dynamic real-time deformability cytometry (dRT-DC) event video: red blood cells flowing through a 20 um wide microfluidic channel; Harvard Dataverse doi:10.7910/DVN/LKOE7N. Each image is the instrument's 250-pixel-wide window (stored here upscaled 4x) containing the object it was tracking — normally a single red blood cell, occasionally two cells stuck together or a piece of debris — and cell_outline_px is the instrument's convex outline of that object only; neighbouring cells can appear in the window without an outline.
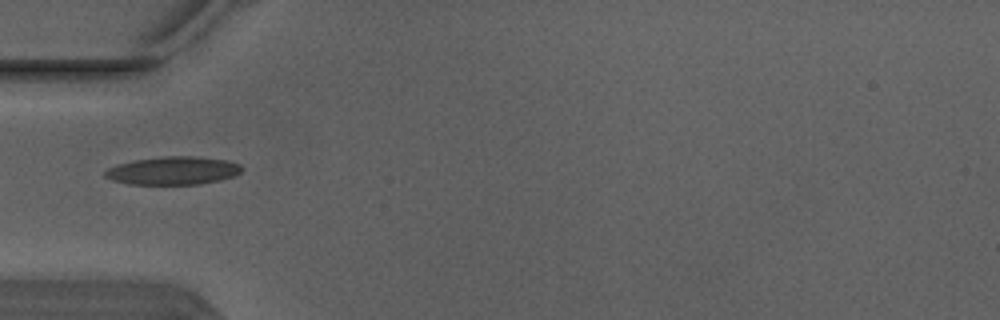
{"species": "Egyptian fruit bat (a non-hibernating species)", "species_latin": "Rousettus aegyptiacus", "temperature_condition": "warm", "stored_images_in_passage": 5, "camera_frame_rate_fps": 3000, "um_per_image_px": 0.085, "animal": {"sex": "male"}, "frame": {"image": 1, "passage_image": 4, "time_ms": 1.0, "image_size_px": [1000, 320], "cell_outline_px": [[244, 168], [240, 172], [232, 176], [220, 180], [200, 184], [128, 184], [112, 180], [104, 176], [104, 172], [108, 168], [116, 164], [132, 160], [164, 156], [196, 156], [228, 160], [240, 164]], "centroid_in_image_um": [14.7, 14.49], "position_along_channel_um": 70.3, "area_um2": 22.54}}
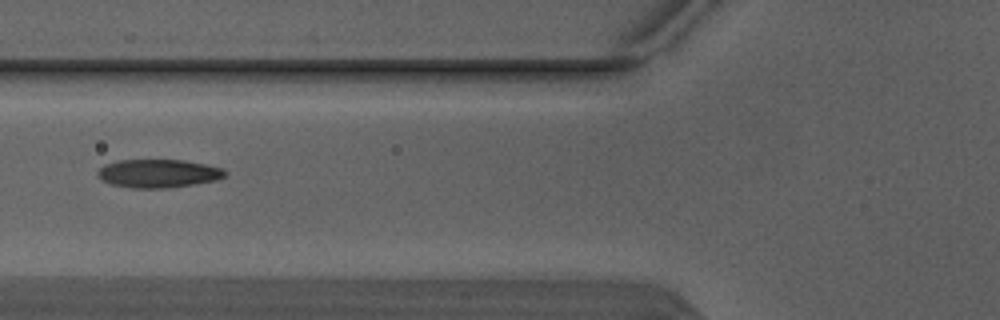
{"frame": {"image": 2, "passage_image": 5, "time_ms": 1.333, "image_size_px": [1000, 320], "cell_outline_px": [[228, 172], [224, 176], [216, 180], [192, 184], [164, 188], [132, 188], [112, 184], [96, 176], [96, 172], [104, 164], [120, 160], [184, 160], [224, 168]], "centroid_in_image_um": [13.45, 14.73], "position_along_channel_um": 112.4, "area_um2": 20.92}}